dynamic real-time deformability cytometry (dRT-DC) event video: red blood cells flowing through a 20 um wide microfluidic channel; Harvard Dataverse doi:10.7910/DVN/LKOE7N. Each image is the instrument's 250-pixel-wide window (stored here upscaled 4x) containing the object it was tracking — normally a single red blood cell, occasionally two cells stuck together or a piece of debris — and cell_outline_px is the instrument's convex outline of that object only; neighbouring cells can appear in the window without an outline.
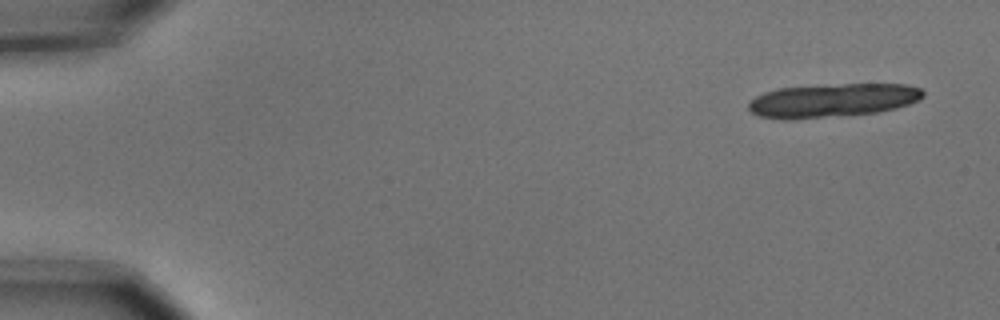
{"species": "common noctule bat (a hibernating species)", "species_latin": "Nyctalus noctula", "temperature_condition": "cold", "stored_images_in_passage": 7, "camera_frame_rate_fps": 3000, "um_per_image_px": 0.085, "animal": {"sex": "male", "body_mass_g": 15.6}, "frame": {"image": 1, "passage_image": 1, "time_ms": 0.0, "image_size_px": [1000, 320], "cell_outline_px": [[924, 96], [908, 104], [896, 108], [876, 112], [788, 120], [784, 120], [760, 116], [752, 112], [748, 108], [748, 104], [756, 96], [764, 92], [776, 88], [844, 84], [908, 84], [920, 88], [924, 92]], "centroid_in_image_um": [70.74, 8.53], "position_along_channel_um": 14.3, "area_um2": 33.93}}